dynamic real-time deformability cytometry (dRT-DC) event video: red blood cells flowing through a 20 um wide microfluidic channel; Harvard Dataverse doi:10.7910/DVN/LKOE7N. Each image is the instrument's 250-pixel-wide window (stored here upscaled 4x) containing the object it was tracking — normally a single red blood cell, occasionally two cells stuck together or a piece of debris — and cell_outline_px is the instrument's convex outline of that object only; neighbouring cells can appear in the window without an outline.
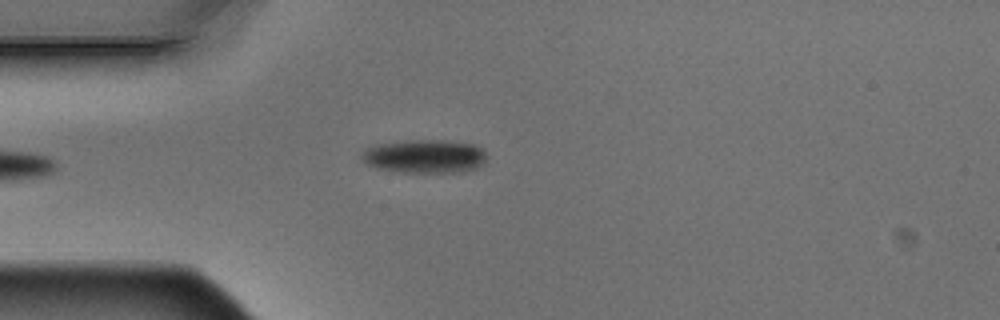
{"species": "Egyptian fruit bat (a non-hibernating species)", "species_latin": "Rousettus aegyptiacus", "temperature_condition": "warm", "stored_images_in_passage": 5, "camera_frame_rate_fps": 3000, "um_per_image_px": 0.085, "animal": {"sex": "male"}, "frame": {"image": 1, "passage_image": 5, "time_ms": 1.333, "image_size_px": [1000, 320], "cell_outline_px": [[484, 164], [476, 168], [464, 172], [404, 172], [376, 168], [368, 164], [360, 156], [360, 152], [364, 148], [376, 144], [404, 140], [444, 140], [472, 144], [484, 148]], "centroid_in_image_um": [36.07, 13.27], "position_along_channel_um": 48.9, "area_um2": 24.57}}